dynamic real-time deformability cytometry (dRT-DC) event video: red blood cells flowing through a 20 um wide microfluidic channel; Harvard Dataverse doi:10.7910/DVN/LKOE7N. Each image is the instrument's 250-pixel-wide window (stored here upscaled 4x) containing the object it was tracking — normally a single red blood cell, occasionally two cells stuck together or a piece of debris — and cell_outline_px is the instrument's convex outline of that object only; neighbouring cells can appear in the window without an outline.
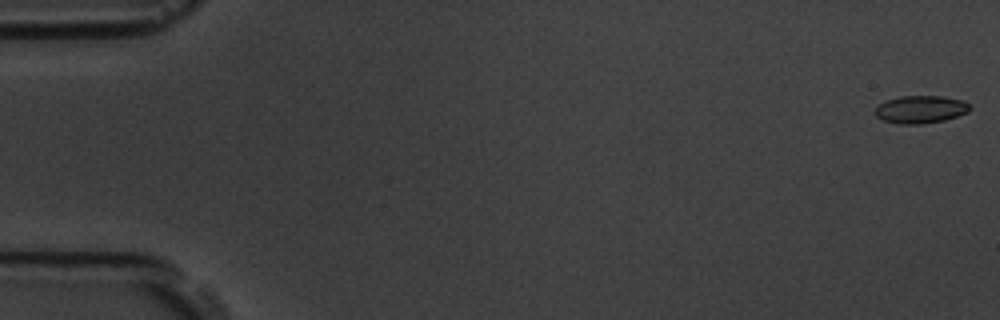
{"species": "common noctule bat (a hibernating species)", "species_latin": "Nyctalus noctula", "temperature_condition": "room temperature", "stored_images_in_passage": 56, "camera_frame_rate_fps": 3000, "um_per_image_px": 0.085, "animal": {"sex": "male", "body_mass_g": 19.5, "forearm_length_mm": 54.6}, "frame": {"image": 1, "passage_image": 1, "time_ms": 0.0, "image_size_px": [1000, 320], "cell_outline_px": [[972, 108], [968, 112], [944, 120], [924, 124], [896, 124], [884, 120], [876, 116], [876, 108], [880, 104], [888, 100], [900, 96], [940, 96], [960, 100], [968, 104]], "centroid_in_image_um": [78.25, 9.31], "position_along_channel_um": 6.7, "area_um2": 15.09}}
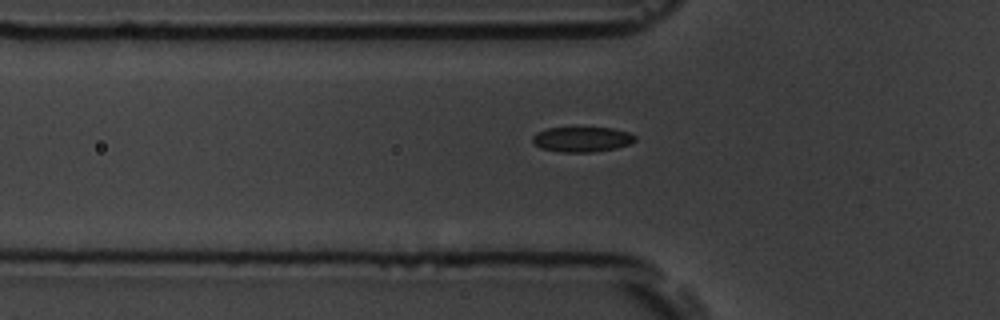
{"frame": {"image": 2, "passage_image": 19, "time_ms": 6.0, "image_size_px": [1000, 320], "cell_outline_px": [[636, 140], [628, 144], [616, 148], [592, 152], [560, 152], [540, 148], [532, 140], [532, 136], [536, 132], [548, 128], [612, 128], [628, 132], [636, 136]], "centroid_in_image_um": [49.46, 11.84], "position_along_channel_um": 76.3, "area_um2": 14.91}}
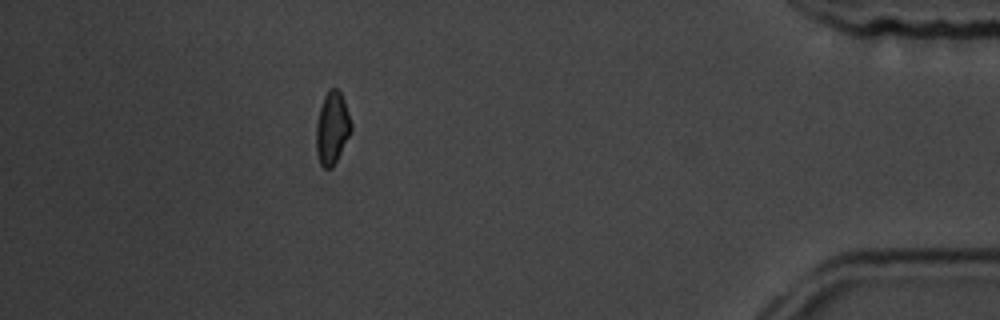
{"frame": {"image": 3, "passage_image": 50, "time_ms": 16.333, "image_size_px": [1000, 320], "cell_outline_px": [[352, 132], [332, 168], [324, 168], [320, 164], [316, 152], [316, 124], [320, 108], [324, 96], [328, 88], [336, 88], [340, 92], [344, 100], [352, 124]], "centroid_in_image_um": [28.23, 10.89], "position_along_channel_um": 407.0, "area_um2": 14.85}, "authors_computed_cell_mechanics": {"area_um2": 14.9124, "velocity_mm_per_s": 3.6899, "shape_relaxation_time_tau1_ms": 2.6312, "shape_relaxation_time_tau2_ms": 4.4453, "deformation_change_tau1": 0.0795, "deformation_change_tau2": 0.0743}}